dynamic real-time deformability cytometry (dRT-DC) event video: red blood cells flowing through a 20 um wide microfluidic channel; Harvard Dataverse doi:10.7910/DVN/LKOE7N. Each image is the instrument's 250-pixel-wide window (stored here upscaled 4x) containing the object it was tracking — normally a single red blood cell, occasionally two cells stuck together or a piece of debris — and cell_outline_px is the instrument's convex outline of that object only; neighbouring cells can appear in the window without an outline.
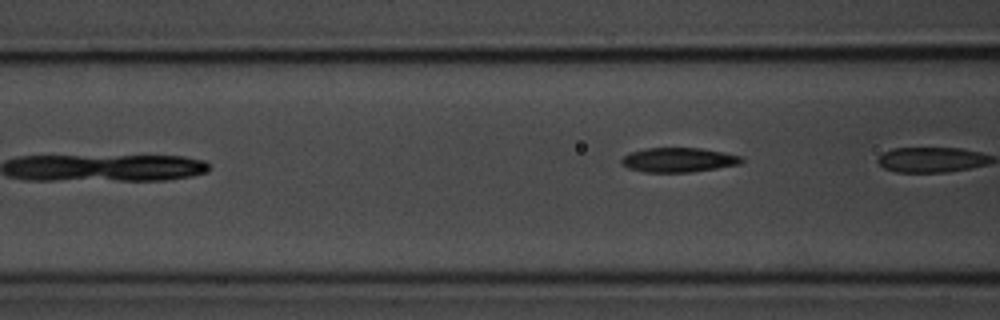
{"species": "common noctule bat (a hibernating species)", "species_latin": "Nyctalus noctula", "temperature_condition": "room temperature", "stored_images_in_passage": 6, "camera_frame_rate_fps": 3000, "um_per_image_px": 0.085, "animal": {"sex": "male", "body_mass_g": 20.1, "forearm_length_mm": 53.5}, "frame": {"image": 1, "passage_image": 5, "time_ms": 5.667, "image_size_px": [1000, 320], "cell_outline_px": [[744, 160], [740, 164], [692, 172], [644, 172], [628, 168], [620, 164], [620, 160], [624, 156], [632, 152], [648, 148], [700, 148], [724, 152], [744, 156]], "centroid_in_image_um": [57.7, 13.59], "position_along_channel_um": 108.9, "area_um2": 17.17}}